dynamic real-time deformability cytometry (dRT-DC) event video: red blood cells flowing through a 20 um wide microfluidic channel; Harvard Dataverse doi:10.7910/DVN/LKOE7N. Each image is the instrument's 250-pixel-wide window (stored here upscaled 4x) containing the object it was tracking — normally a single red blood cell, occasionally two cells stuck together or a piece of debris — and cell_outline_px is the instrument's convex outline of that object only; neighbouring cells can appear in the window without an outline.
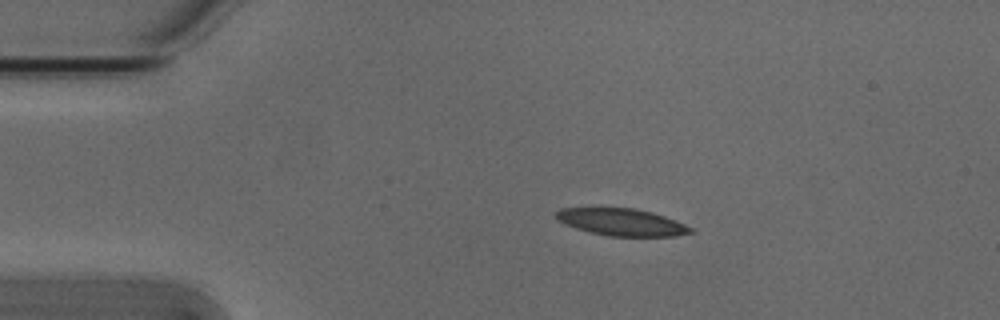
{"species": "Egyptian fruit bat (a non-hibernating species)", "species_latin": "Rousettus aegyptiacus", "temperature_condition": "cold", "stored_images_in_passage": 5, "camera_frame_rate_fps": 3000, "um_per_image_px": 0.085, "animal": {"sex": "male"}, "frame": {"image": 1, "passage_image": 3, "time_ms": 0.667, "image_size_px": [1000, 320], "cell_outline_px": [[696, 232], [676, 236], [608, 236], [588, 232], [564, 224], [556, 220], [556, 212], [560, 208], [632, 208], [652, 212], [664, 216], [684, 224], [692, 228]], "centroid_in_image_um": [52.83, 18.89], "position_along_channel_um": 32.2, "area_um2": 21.27}}
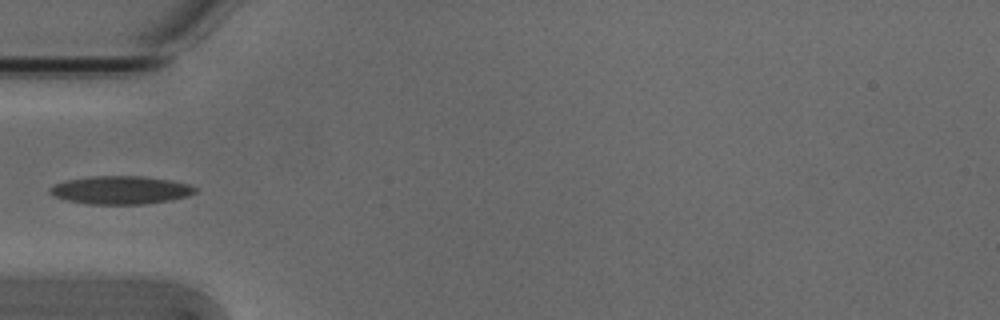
{"frame": {"image": 2, "passage_image": 5, "time_ms": 1.333, "image_size_px": [1000, 320], "cell_outline_px": [[196, 192], [188, 196], [168, 200], [144, 204], [88, 204], [68, 200], [56, 196], [48, 192], [48, 188], [56, 184], [68, 180], [92, 176], [144, 176], [172, 180], [192, 184], [196, 188]], "centroid_in_image_um": [10.3, 16.15], "position_along_channel_um": 74.7, "area_um2": 23.76}}